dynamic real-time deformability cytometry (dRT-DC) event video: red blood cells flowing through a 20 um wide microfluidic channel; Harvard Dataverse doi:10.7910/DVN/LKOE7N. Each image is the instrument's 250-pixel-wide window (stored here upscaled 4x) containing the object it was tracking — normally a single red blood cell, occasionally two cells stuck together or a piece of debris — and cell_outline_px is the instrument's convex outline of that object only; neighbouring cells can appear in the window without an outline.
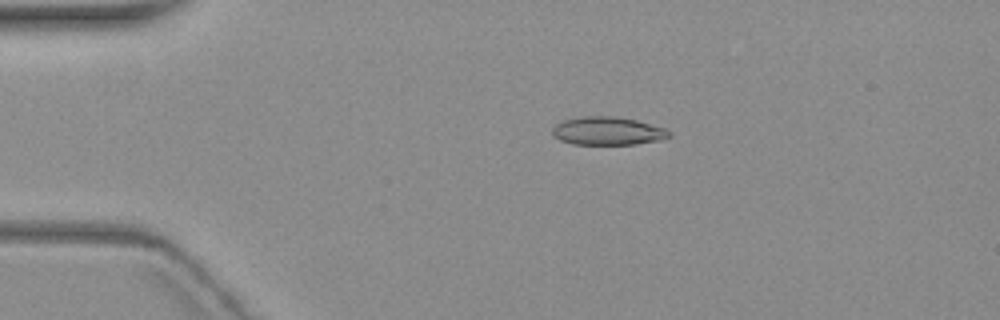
{"species": "common noctule bat (a hibernating species)", "species_latin": "Nyctalus noctula", "temperature_condition": "warm", "stored_images_in_passage": 2, "camera_frame_rate_fps": 3000, "um_per_image_px": 0.085, "animal": {"sex": "female", "body_mass_g": 19.3, "forearm_length_mm": 54.1}, "frame": {"image": 1, "passage_image": 1, "time_ms": 0.0, "image_size_px": [1000, 320], "cell_outline_px": [[672, 136], [656, 140], [636, 144], [572, 144], [560, 140], [552, 136], [552, 128], [556, 124], [564, 120], [580, 116], [616, 116], [636, 120], [664, 128], [672, 132]], "centroid_in_image_um": [51.62, 11.13], "position_along_channel_um": 33.4, "area_um2": 19.19}}